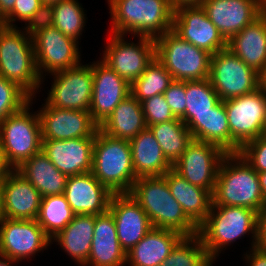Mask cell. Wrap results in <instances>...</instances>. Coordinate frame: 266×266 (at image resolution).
Segmentation results:
<instances>
[{
  "label": "cell",
  "mask_w": 266,
  "mask_h": 266,
  "mask_svg": "<svg viewBox=\"0 0 266 266\" xmlns=\"http://www.w3.org/2000/svg\"><path fill=\"white\" fill-rule=\"evenodd\" d=\"M204 0H169L170 6L173 11L181 7L201 6Z\"/></svg>",
  "instance_id": "47"
},
{
  "label": "cell",
  "mask_w": 266,
  "mask_h": 266,
  "mask_svg": "<svg viewBox=\"0 0 266 266\" xmlns=\"http://www.w3.org/2000/svg\"><path fill=\"white\" fill-rule=\"evenodd\" d=\"M172 30L183 40L212 55L227 48V41L202 6L181 7L174 11Z\"/></svg>",
  "instance_id": "18"
},
{
  "label": "cell",
  "mask_w": 266,
  "mask_h": 266,
  "mask_svg": "<svg viewBox=\"0 0 266 266\" xmlns=\"http://www.w3.org/2000/svg\"><path fill=\"white\" fill-rule=\"evenodd\" d=\"M173 81L172 75L155 58L140 77L131 83V94L142 102L157 94H164Z\"/></svg>",
  "instance_id": "36"
},
{
  "label": "cell",
  "mask_w": 266,
  "mask_h": 266,
  "mask_svg": "<svg viewBox=\"0 0 266 266\" xmlns=\"http://www.w3.org/2000/svg\"><path fill=\"white\" fill-rule=\"evenodd\" d=\"M129 143L136 178L162 176L173 168L149 128L140 131Z\"/></svg>",
  "instance_id": "26"
},
{
  "label": "cell",
  "mask_w": 266,
  "mask_h": 266,
  "mask_svg": "<svg viewBox=\"0 0 266 266\" xmlns=\"http://www.w3.org/2000/svg\"><path fill=\"white\" fill-rule=\"evenodd\" d=\"M16 170L39 191L42 197L65 192L68 176L59 171L42 150L25 160Z\"/></svg>",
  "instance_id": "30"
},
{
  "label": "cell",
  "mask_w": 266,
  "mask_h": 266,
  "mask_svg": "<svg viewBox=\"0 0 266 266\" xmlns=\"http://www.w3.org/2000/svg\"><path fill=\"white\" fill-rule=\"evenodd\" d=\"M109 211L116 224L119 243L126 253L153 228L146 212L129 193L113 194Z\"/></svg>",
  "instance_id": "19"
},
{
  "label": "cell",
  "mask_w": 266,
  "mask_h": 266,
  "mask_svg": "<svg viewBox=\"0 0 266 266\" xmlns=\"http://www.w3.org/2000/svg\"><path fill=\"white\" fill-rule=\"evenodd\" d=\"M164 97L174 116L181 119L185 115L187 102L185 81L174 80L164 92Z\"/></svg>",
  "instance_id": "43"
},
{
  "label": "cell",
  "mask_w": 266,
  "mask_h": 266,
  "mask_svg": "<svg viewBox=\"0 0 266 266\" xmlns=\"http://www.w3.org/2000/svg\"><path fill=\"white\" fill-rule=\"evenodd\" d=\"M36 67L42 80L50 73H55L81 64L78 43L65 36L48 21H40L30 28ZM47 72V74H46Z\"/></svg>",
  "instance_id": "9"
},
{
  "label": "cell",
  "mask_w": 266,
  "mask_h": 266,
  "mask_svg": "<svg viewBox=\"0 0 266 266\" xmlns=\"http://www.w3.org/2000/svg\"><path fill=\"white\" fill-rule=\"evenodd\" d=\"M75 213L69 206L64 194L42 197L37 217L38 224L45 234L52 239L74 218Z\"/></svg>",
  "instance_id": "35"
},
{
  "label": "cell",
  "mask_w": 266,
  "mask_h": 266,
  "mask_svg": "<svg viewBox=\"0 0 266 266\" xmlns=\"http://www.w3.org/2000/svg\"><path fill=\"white\" fill-rule=\"evenodd\" d=\"M256 171H266V134L245 143L238 152Z\"/></svg>",
  "instance_id": "42"
},
{
  "label": "cell",
  "mask_w": 266,
  "mask_h": 266,
  "mask_svg": "<svg viewBox=\"0 0 266 266\" xmlns=\"http://www.w3.org/2000/svg\"><path fill=\"white\" fill-rule=\"evenodd\" d=\"M259 178L260 189L264 198V204L266 206V171L257 172Z\"/></svg>",
  "instance_id": "49"
},
{
  "label": "cell",
  "mask_w": 266,
  "mask_h": 266,
  "mask_svg": "<svg viewBox=\"0 0 266 266\" xmlns=\"http://www.w3.org/2000/svg\"><path fill=\"white\" fill-rule=\"evenodd\" d=\"M186 108L181 120L187 124L196 114L212 111L221 100L209 79L185 81Z\"/></svg>",
  "instance_id": "37"
},
{
  "label": "cell",
  "mask_w": 266,
  "mask_h": 266,
  "mask_svg": "<svg viewBox=\"0 0 266 266\" xmlns=\"http://www.w3.org/2000/svg\"><path fill=\"white\" fill-rule=\"evenodd\" d=\"M6 22L4 16L0 13V30H2L4 27H6Z\"/></svg>",
  "instance_id": "55"
},
{
  "label": "cell",
  "mask_w": 266,
  "mask_h": 266,
  "mask_svg": "<svg viewBox=\"0 0 266 266\" xmlns=\"http://www.w3.org/2000/svg\"><path fill=\"white\" fill-rule=\"evenodd\" d=\"M54 82L45 101L60 109L90 111L93 91L91 64L82 63L66 70L50 74Z\"/></svg>",
  "instance_id": "13"
},
{
  "label": "cell",
  "mask_w": 266,
  "mask_h": 266,
  "mask_svg": "<svg viewBox=\"0 0 266 266\" xmlns=\"http://www.w3.org/2000/svg\"><path fill=\"white\" fill-rule=\"evenodd\" d=\"M256 247L266 250V206L257 215Z\"/></svg>",
  "instance_id": "44"
},
{
  "label": "cell",
  "mask_w": 266,
  "mask_h": 266,
  "mask_svg": "<svg viewBox=\"0 0 266 266\" xmlns=\"http://www.w3.org/2000/svg\"><path fill=\"white\" fill-rule=\"evenodd\" d=\"M124 265H126V252L119 243L112 213L108 210L95 215L91 252L84 266Z\"/></svg>",
  "instance_id": "24"
},
{
  "label": "cell",
  "mask_w": 266,
  "mask_h": 266,
  "mask_svg": "<svg viewBox=\"0 0 266 266\" xmlns=\"http://www.w3.org/2000/svg\"><path fill=\"white\" fill-rule=\"evenodd\" d=\"M259 88L266 95V66L259 72Z\"/></svg>",
  "instance_id": "50"
},
{
  "label": "cell",
  "mask_w": 266,
  "mask_h": 266,
  "mask_svg": "<svg viewBox=\"0 0 266 266\" xmlns=\"http://www.w3.org/2000/svg\"><path fill=\"white\" fill-rule=\"evenodd\" d=\"M32 101L33 97L19 112L0 122V149L14 169L42 148L39 116L37 111L30 112Z\"/></svg>",
  "instance_id": "8"
},
{
  "label": "cell",
  "mask_w": 266,
  "mask_h": 266,
  "mask_svg": "<svg viewBox=\"0 0 266 266\" xmlns=\"http://www.w3.org/2000/svg\"><path fill=\"white\" fill-rule=\"evenodd\" d=\"M64 195L75 214L100 215L109 210L113 193L89 172L68 176Z\"/></svg>",
  "instance_id": "22"
},
{
  "label": "cell",
  "mask_w": 266,
  "mask_h": 266,
  "mask_svg": "<svg viewBox=\"0 0 266 266\" xmlns=\"http://www.w3.org/2000/svg\"><path fill=\"white\" fill-rule=\"evenodd\" d=\"M198 234L183 236L159 266H213Z\"/></svg>",
  "instance_id": "38"
},
{
  "label": "cell",
  "mask_w": 266,
  "mask_h": 266,
  "mask_svg": "<svg viewBox=\"0 0 266 266\" xmlns=\"http://www.w3.org/2000/svg\"><path fill=\"white\" fill-rule=\"evenodd\" d=\"M19 263L18 261L0 256V266H12V264Z\"/></svg>",
  "instance_id": "51"
},
{
  "label": "cell",
  "mask_w": 266,
  "mask_h": 266,
  "mask_svg": "<svg viewBox=\"0 0 266 266\" xmlns=\"http://www.w3.org/2000/svg\"><path fill=\"white\" fill-rule=\"evenodd\" d=\"M182 237L183 235L176 231L152 228L126 253V264L128 266H159Z\"/></svg>",
  "instance_id": "25"
},
{
  "label": "cell",
  "mask_w": 266,
  "mask_h": 266,
  "mask_svg": "<svg viewBox=\"0 0 266 266\" xmlns=\"http://www.w3.org/2000/svg\"><path fill=\"white\" fill-rule=\"evenodd\" d=\"M36 219L3 218L0 222V256L15 261L33 257L51 245Z\"/></svg>",
  "instance_id": "14"
},
{
  "label": "cell",
  "mask_w": 266,
  "mask_h": 266,
  "mask_svg": "<svg viewBox=\"0 0 266 266\" xmlns=\"http://www.w3.org/2000/svg\"><path fill=\"white\" fill-rule=\"evenodd\" d=\"M42 106L37 111L42 140L95 137L100 129L89 111L60 109L50 106L46 101Z\"/></svg>",
  "instance_id": "16"
},
{
  "label": "cell",
  "mask_w": 266,
  "mask_h": 266,
  "mask_svg": "<svg viewBox=\"0 0 266 266\" xmlns=\"http://www.w3.org/2000/svg\"><path fill=\"white\" fill-rule=\"evenodd\" d=\"M109 37L102 60L131 84L155 59V41L150 37L139 36L135 44L124 39L125 35L111 33Z\"/></svg>",
  "instance_id": "12"
},
{
  "label": "cell",
  "mask_w": 266,
  "mask_h": 266,
  "mask_svg": "<svg viewBox=\"0 0 266 266\" xmlns=\"http://www.w3.org/2000/svg\"><path fill=\"white\" fill-rule=\"evenodd\" d=\"M91 173L113 194L130 193L137 178L129 140L113 138L99 129L95 135Z\"/></svg>",
  "instance_id": "6"
},
{
  "label": "cell",
  "mask_w": 266,
  "mask_h": 266,
  "mask_svg": "<svg viewBox=\"0 0 266 266\" xmlns=\"http://www.w3.org/2000/svg\"><path fill=\"white\" fill-rule=\"evenodd\" d=\"M227 48L259 73L266 66V16L258 17L236 33L227 42Z\"/></svg>",
  "instance_id": "28"
},
{
  "label": "cell",
  "mask_w": 266,
  "mask_h": 266,
  "mask_svg": "<svg viewBox=\"0 0 266 266\" xmlns=\"http://www.w3.org/2000/svg\"><path fill=\"white\" fill-rule=\"evenodd\" d=\"M230 129V153L266 134V95L256 91L224 100Z\"/></svg>",
  "instance_id": "10"
},
{
  "label": "cell",
  "mask_w": 266,
  "mask_h": 266,
  "mask_svg": "<svg viewBox=\"0 0 266 266\" xmlns=\"http://www.w3.org/2000/svg\"><path fill=\"white\" fill-rule=\"evenodd\" d=\"M0 76L16 83L30 97L38 93L43 80L36 67L30 28L22 31L6 26L0 30Z\"/></svg>",
  "instance_id": "5"
},
{
  "label": "cell",
  "mask_w": 266,
  "mask_h": 266,
  "mask_svg": "<svg viewBox=\"0 0 266 266\" xmlns=\"http://www.w3.org/2000/svg\"><path fill=\"white\" fill-rule=\"evenodd\" d=\"M155 58L174 80L208 79L212 54L183 40L173 30L154 39Z\"/></svg>",
  "instance_id": "7"
},
{
  "label": "cell",
  "mask_w": 266,
  "mask_h": 266,
  "mask_svg": "<svg viewBox=\"0 0 266 266\" xmlns=\"http://www.w3.org/2000/svg\"><path fill=\"white\" fill-rule=\"evenodd\" d=\"M226 154L216 144L193 139L175 162L173 169L189 183L213 194L218 169Z\"/></svg>",
  "instance_id": "15"
},
{
  "label": "cell",
  "mask_w": 266,
  "mask_h": 266,
  "mask_svg": "<svg viewBox=\"0 0 266 266\" xmlns=\"http://www.w3.org/2000/svg\"><path fill=\"white\" fill-rule=\"evenodd\" d=\"M147 128L143 108L132 94L122 100L100 125V130L117 139L131 140Z\"/></svg>",
  "instance_id": "31"
},
{
  "label": "cell",
  "mask_w": 266,
  "mask_h": 266,
  "mask_svg": "<svg viewBox=\"0 0 266 266\" xmlns=\"http://www.w3.org/2000/svg\"><path fill=\"white\" fill-rule=\"evenodd\" d=\"M78 0H62L47 9L46 21L76 41L84 31L86 14Z\"/></svg>",
  "instance_id": "34"
},
{
  "label": "cell",
  "mask_w": 266,
  "mask_h": 266,
  "mask_svg": "<svg viewBox=\"0 0 266 266\" xmlns=\"http://www.w3.org/2000/svg\"><path fill=\"white\" fill-rule=\"evenodd\" d=\"M42 195L16 169L2 182L4 218L37 219Z\"/></svg>",
  "instance_id": "23"
},
{
  "label": "cell",
  "mask_w": 266,
  "mask_h": 266,
  "mask_svg": "<svg viewBox=\"0 0 266 266\" xmlns=\"http://www.w3.org/2000/svg\"><path fill=\"white\" fill-rule=\"evenodd\" d=\"M16 0H0V13L4 18L13 10Z\"/></svg>",
  "instance_id": "48"
},
{
  "label": "cell",
  "mask_w": 266,
  "mask_h": 266,
  "mask_svg": "<svg viewBox=\"0 0 266 266\" xmlns=\"http://www.w3.org/2000/svg\"><path fill=\"white\" fill-rule=\"evenodd\" d=\"M201 6L227 42L260 17L259 0H204Z\"/></svg>",
  "instance_id": "20"
},
{
  "label": "cell",
  "mask_w": 266,
  "mask_h": 266,
  "mask_svg": "<svg viewBox=\"0 0 266 266\" xmlns=\"http://www.w3.org/2000/svg\"><path fill=\"white\" fill-rule=\"evenodd\" d=\"M4 218L3 205H2V182H0V222Z\"/></svg>",
  "instance_id": "54"
},
{
  "label": "cell",
  "mask_w": 266,
  "mask_h": 266,
  "mask_svg": "<svg viewBox=\"0 0 266 266\" xmlns=\"http://www.w3.org/2000/svg\"><path fill=\"white\" fill-rule=\"evenodd\" d=\"M144 119L147 128L150 125L159 124L176 119L170 106L167 104L164 94H157L141 102Z\"/></svg>",
  "instance_id": "41"
},
{
  "label": "cell",
  "mask_w": 266,
  "mask_h": 266,
  "mask_svg": "<svg viewBox=\"0 0 266 266\" xmlns=\"http://www.w3.org/2000/svg\"><path fill=\"white\" fill-rule=\"evenodd\" d=\"M171 195L181 205L185 214L199 226L207 217L212 203V193L184 179L173 168L163 175Z\"/></svg>",
  "instance_id": "27"
},
{
  "label": "cell",
  "mask_w": 266,
  "mask_h": 266,
  "mask_svg": "<svg viewBox=\"0 0 266 266\" xmlns=\"http://www.w3.org/2000/svg\"><path fill=\"white\" fill-rule=\"evenodd\" d=\"M257 215L247 207L212 205L206 219L198 226V235L210 259L216 261L222 249L247 233L252 234L251 248L256 247Z\"/></svg>",
  "instance_id": "4"
},
{
  "label": "cell",
  "mask_w": 266,
  "mask_h": 266,
  "mask_svg": "<svg viewBox=\"0 0 266 266\" xmlns=\"http://www.w3.org/2000/svg\"><path fill=\"white\" fill-rule=\"evenodd\" d=\"M186 126L194 140L216 144L230 153V129L223 101L208 113L196 114Z\"/></svg>",
  "instance_id": "32"
},
{
  "label": "cell",
  "mask_w": 266,
  "mask_h": 266,
  "mask_svg": "<svg viewBox=\"0 0 266 266\" xmlns=\"http://www.w3.org/2000/svg\"><path fill=\"white\" fill-rule=\"evenodd\" d=\"M94 225L95 215L75 214L72 221L51 242H58L57 245L76 263L84 266L91 252Z\"/></svg>",
  "instance_id": "29"
},
{
  "label": "cell",
  "mask_w": 266,
  "mask_h": 266,
  "mask_svg": "<svg viewBox=\"0 0 266 266\" xmlns=\"http://www.w3.org/2000/svg\"><path fill=\"white\" fill-rule=\"evenodd\" d=\"M252 250L244 258L249 263L248 266H266V250L260 249L258 247L251 248Z\"/></svg>",
  "instance_id": "45"
},
{
  "label": "cell",
  "mask_w": 266,
  "mask_h": 266,
  "mask_svg": "<svg viewBox=\"0 0 266 266\" xmlns=\"http://www.w3.org/2000/svg\"><path fill=\"white\" fill-rule=\"evenodd\" d=\"M61 1L62 0H41L42 4L45 6L46 9H48L53 4H57Z\"/></svg>",
  "instance_id": "53"
},
{
  "label": "cell",
  "mask_w": 266,
  "mask_h": 266,
  "mask_svg": "<svg viewBox=\"0 0 266 266\" xmlns=\"http://www.w3.org/2000/svg\"><path fill=\"white\" fill-rule=\"evenodd\" d=\"M213 206H242L259 213L264 207L257 172L239 153H227L219 166Z\"/></svg>",
  "instance_id": "3"
},
{
  "label": "cell",
  "mask_w": 266,
  "mask_h": 266,
  "mask_svg": "<svg viewBox=\"0 0 266 266\" xmlns=\"http://www.w3.org/2000/svg\"><path fill=\"white\" fill-rule=\"evenodd\" d=\"M95 137L68 140H42V152L53 165L67 176L92 171Z\"/></svg>",
  "instance_id": "21"
},
{
  "label": "cell",
  "mask_w": 266,
  "mask_h": 266,
  "mask_svg": "<svg viewBox=\"0 0 266 266\" xmlns=\"http://www.w3.org/2000/svg\"><path fill=\"white\" fill-rule=\"evenodd\" d=\"M260 16H266V0H259Z\"/></svg>",
  "instance_id": "52"
},
{
  "label": "cell",
  "mask_w": 266,
  "mask_h": 266,
  "mask_svg": "<svg viewBox=\"0 0 266 266\" xmlns=\"http://www.w3.org/2000/svg\"><path fill=\"white\" fill-rule=\"evenodd\" d=\"M146 212L153 228L167 229L183 236L198 234V226L171 195L165 177H140L129 193Z\"/></svg>",
  "instance_id": "1"
},
{
  "label": "cell",
  "mask_w": 266,
  "mask_h": 266,
  "mask_svg": "<svg viewBox=\"0 0 266 266\" xmlns=\"http://www.w3.org/2000/svg\"><path fill=\"white\" fill-rule=\"evenodd\" d=\"M208 79L221 101L259 89V73L228 48L212 55Z\"/></svg>",
  "instance_id": "11"
},
{
  "label": "cell",
  "mask_w": 266,
  "mask_h": 266,
  "mask_svg": "<svg viewBox=\"0 0 266 266\" xmlns=\"http://www.w3.org/2000/svg\"><path fill=\"white\" fill-rule=\"evenodd\" d=\"M111 33L157 38L173 29L169 0H108Z\"/></svg>",
  "instance_id": "2"
},
{
  "label": "cell",
  "mask_w": 266,
  "mask_h": 266,
  "mask_svg": "<svg viewBox=\"0 0 266 266\" xmlns=\"http://www.w3.org/2000/svg\"><path fill=\"white\" fill-rule=\"evenodd\" d=\"M47 9L41 0H16L13 10L5 17L6 25L16 27L15 21H23L26 28H31L40 21L46 20Z\"/></svg>",
  "instance_id": "40"
},
{
  "label": "cell",
  "mask_w": 266,
  "mask_h": 266,
  "mask_svg": "<svg viewBox=\"0 0 266 266\" xmlns=\"http://www.w3.org/2000/svg\"><path fill=\"white\" fill-rule=\"evenodd\" d=\"M148 128L154 134L164 156L172 165L193 141L191 132L180 118L150 125Z\"/></svg>",
  "instance_id": "33"
},
{
  "label": "cell",
  "mask_w": 266,
  "mask_h": 266,
  "mask_svg": "<svg viewBox=\"0 0 266 266\" xmlns=\"http://www.w3.org/2000/svg\"><path fill=\"white\" fill-rule=\"evenodd\" d=\"M30 98L16 83L0 76V122L19 112L30 102Z\"/></svg>",
  "instance_id": "39"
},
{
  "label": "cell",
  "mask_w": 266,
  "mask_h": 266,
  "mask_svg": "<svg viewBox=\"0 0 266 266\" xmlns=\"http://www.w3.org/2000/svg\"><path fill=\"white\" fill-rule=\"evenodd\" d=\"M93 91L90 113L100 126L112 114L114 108L131 94V84L120 77L103 60L91 64Z\"/></svg>",
  "instance_id": "17"
},
{
  "label": "cell",
  "mask_w": 266,
  "mask_h": 266,
  "mask_svg": "<svg viewBox=\"0 0 266 266\" xmlns=\"http://www.w3.org/2000/svg\"><path fill=\"white\" fill-rule=\"evenodd\" d=\"M14 168L8 163L6 156L0 149V182H3Z\"/></svg>",
  "instance_id": "46"
}]
</instances>
